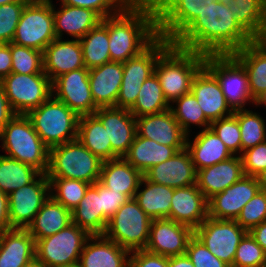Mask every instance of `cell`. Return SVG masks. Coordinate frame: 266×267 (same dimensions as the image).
Wrapping results in <instances>:
<instances>
[{
  "label": "cell",
  "mask_w": 266,
  "mask_h": 267,
  "mask_svg": "<svg viewBox=\"0 0 266 267\" xmlns=\"http://www.w3.org/2000/svg\"><path fill=\"white\" fill-rule=\"evenodd\" d=\"M234 17L215 0L172 43L205 56L233 54L253 41Z\"/></svg>",
  "instance_id": "6da1fadb"
},
{
  "label": "cell",
  "mask_w": 266,
  "mask_h": 267,
  "mask_svg": "<svg viewBox=\"0 0 266 267\" xmlns=\"http://www.w3.org/2000/svg\"><path fill=\"white\" fill-rule=\"evenodd\" d=\"M101 22L108 29L112 62H126L158 37L156 18L147 0L129 2L117 14Z\"/></svg>",
  "instance_id": "7a4b0ae2"
},
{
  "label": "cell",
  "mask_w": 266,
  "mask_h": 267,
  "mask_svg": "<svg viewBox=\"0 0 266 267\" xmlns=\"http://www.w3.org/2000/svg\"><path fill=\"white\" fill-rule=\"evenodd\" d=\"M204 54L171 43L158 57L154 69L169 104L191 92L192 82L205 65Z\"/></svg>",
  "instance_id": "3957f363"
},
{
  "label": "cell",
  "mask_w": 266,
  "mask_h": 267,
  "mask_svg": "<svg viewBox=\"0 0 266 267\" xmlns=\"http://www.w3.org/2000/svg\"><path fill=\"white\" fill-rule=\"evenodd\" d=\"M0 152L46 174L50 148L34 130L27 115L16 114L0 132Z\"/></svg>",
  "instance_id": "277c9868"
},
{
  "label": "cell",
  "mask_w": 266,
  "mask_h": 267,
  "mask_svg": "<svg viewBox=\"0 0 266 267\" xmlns=\"http://www.w3.org/2000/svg\"><path fill=\"white\" fill-rule=\"evenodd\" d=\"M103 161L78 138L50 148L48 178L75 179L94 184L99 181Z\"/></svg>",
  "instance_id": "5b68a950"
},
{
  "label": "cell",
  "mask_w": 266,
  "mask_h": 267,
  "mask_svg": "<svg viewBox=\"0 0 266 267\" xmlns=\"http://www.w3.org/2000/svg\"><path fill=\"white\" fill-rule=\"evenodd\" d=\"M27 116L36 133L49 148L78 137L80 116L53 96L39 107L31 110Z\"/></svg>",
  "instance_id": "8992f818"
},
{
  "label": "cell",
  "mask_w": 266,
  "mask_h": 267,
  "mask_svg": "<svg viewBox=\"0 0 266 267\" xmlns=\"http://www.w3.org/2000/svg\"><path fill=\"white\" fill-rule=\"evenodd\" d=\"M152 219L133 198L124 203L109 219L104 236L133 252L145 249Z\"/></svg>",
  "instance_id": "52a82bcc"
},
{
  "label": "cell",
  "mask_w": 266,
  "mask_h": 267,
  "mask_svg": "<svg viewBox=\"0 0 266 267\" xmlns=\"http://www.w3.org/2000/svg\"><path fill=\"white\" fill-rule=\"evenodd\" d=\"M91 235L74 223L35 241V258L47 267L76 266L85 242Z\"/></svg>",
  "instance_id": "ba28073f"
},
{
  "label": "cell",
  "mask_w": 266,
  "mask_h": 267,
  "mask_svg": "<svg viewBox=\"0 0 266 267\" xmlns=\"http://www.w3.org/2000/svg\"><path fill=\"white\" fill-rule=\"evenodd\" d=\"M55 39L52 0H30L22 11L12 43L43 52Z\"/></svg>",
  "instance_id": "9c48e42d"
},
{
  "label": "cell",
  "mask_w": 266,
  "mask_h": 267,
  "mask_svg": "<svg viewBox=\"0 0 266 267\" xmlns=\"http://www.w3.org/2000/svg\"><path fill=\"white\" fill-rule=\"evenodd\" d=\"M204 66L217 78L233 111L253 107L245 68L232 54L206 55Z\"/></svg>",
  "instance_id": "30bf717a"
},
{
  "label": "cell",
  "mask_w": 266,
  "mask_h": 267,
  "mask_svg": "<svg viewBox=\"0 0 266 267\" xmlns=\"http://www.w3.org/2000/svg\"><path fill=\"white\" fill-rule=\"evenodd\" d=\"M171 43L158 36L144 51L123 63V77L116 108L129 110L135 104L140 86L154 74L159 55Z\"/></svg>",
  "instance_id": "8fae6325"
},
{
  "label": "cell",
  "mask_w": 266,
  "mask_h": 267,
  "mask_svg": "<svg viewBox=\"0 0 266 267\" xmlns=\"http://www.w3.org/2000/svg\"><path fill=\"white\" fill-rule=\"evenodd\" d=\"M0 83L15 114L27 115L52 96V81L44 71L39 74L11 72Z\"/></svg>",
  "instance_id": "7c38bea8"
},
{
  "label": "cell",
  "mask_w": 266,
  "mask_h": 267,
  "mask_svg": "<svg viewBox=\"0 0 266 267\" xmlns=\"http://www.w3.org/2000/svg\"><path fill=\"white\" fill-rule=\"evenodd\" d=\"M157 22L158 36L173 42L215 0H147Z\"/></svg>",
  "instance_id": "4fadbf2b"
},
{
  "label": "cell",
  "mask_w": 266,
  "mask_h": 267,
  "mask_svg": "<svg viewBox=\"0 0 266 267\" xmlns=\"http://www.w3.org/2000/svg\"><path fill=\"white\" fill-rule=\"evenodd\" d=\"M248 233L235 220L207 219L194 230L207 249L230 267L233 266L237 247Z\"/></svg>",
  "instance_id": "5bb4252c"
},
{
  "label": "cell",
  "mask_w": 266,
  "mask_h": 267,
  "mask_svg": "<svg viewBox=\"0 0 266 267\" xmlns=\"http://www.w3.org/2000/svg\"><path fill=\"white\" fill-rule=\"evenodd\" d=\"M50 196L47 174L8 195L9 220L12 228L26 229Z\"/></svg>",
  "instance_id": "9a60e30c"
},
{
  "label": "cell",
  "mask_w": 266,
  "mask_h": 267,
  "mask_svg": "<svg viewBox=\"0 0 266 267\" xmlns=\"http://www.w3.org/2000/svg\"><path fill=\"white\" fill-rule=\"evenodd\" d=\"M52 96L79 116L93 114L99 108L92 97L87 68L72 70L55 78Z\"/></svg>",
  "instance_id": "2e32d148"
},
{
  "label": "cell",
  "mask_w": 266,
  "mask_h": 267,
  "mask_svg": "<svg viewBox=\"0 0 266 267\" xmlns=\"http://www.w3.org/2000/svg\"><path fill=\"white\" fill-rule=\"evenodd\" d=\"M194 230L172 219H152L145 250L166 257L186 254Z\"/></svg>",
  "instance_id": "e0dca14e"
},
{
  "label": "cell",
  "mask_w": 266,
  "mask_h": 267,
  "mask_svg": "<svg viewBox=\"0 0 266 267\" xmlns=\"http://www.w3.org/2000/svg\"><path fill=\"white\" fill-rule=\"evenodd\" d=\"M260 189L255 177L244 176L223 192L217 193L208 199V217L236 220L242 208Z\"/></svg>",
  "instance_id": "ac0fdd59"
},
{
  "label": "cell",
  "mask_w": 266,
  "mask_h": 267,
  "mask_svg": "<svg viewBox=\"0 0 266 267\" xmlns=\"http://www.w3.org/2000/svg\"><path fill=\"white\" fill-rule=\"evenodd\" d=\"M93 114L105 127L112 151L123 157L137 134L135 117L128 109L116 107H99Z\"/></svg>",
  "instance_id": "d6986e66"
},
{
  "label": "cell",
  "mask_w": 266,
  "mask_h": 267,
  "mask_svg": "<svg viewBox=\"0 0 266 267\" xmlns=\"http://www.w3.org/2000/svg\"><path fill=\"white\" fill-rule=\"evenodd\" d=\"M143 176L150 182L173 189L197 184V170L186 148L165 162L152 166Z\"/></svg>",
  "instance_id": "ffe728a7"
},
{
  "label": "cell",
  "mask_w": 266,
  "mask_h": 267,
  "mask_svg": "<svg viewBox=\"0 0 266 267\" xmlns=\"http://www.w3.org/2000/svg\"><path fill=\"white\" fill-rule=\"evenodd\" d=\"M191 93L210 122L234 113L226 101L217 78L205 66L194 77Z\"/></svg>",
  "instance_id": "44dd1931"
},
{
  "label": "cell",
  "mask_w": 266,
  "mask_h": 267,
  "mask_svg": "<svg viewBox=\"0 0 266 267\" xmlns=\"http://www.w3.org/2000/svg\"><path fill=\"white\" fill-rule=\"evenodd\" d=\"M137 135L170 147H186L187 134L171 109L135 118Z\"/></svg>",
  "instance_id": "7402d4cb"
},
{
  "label": "cell",
  "mask_w": 266,
  "mask_h": 267,
  "mask_svg": "<svg viewBox=\"0 0 266 267\" xmlns=\"http://www.w3.org/2000/svg\"><path fill=\"white\" fill-rule=\"evenodd\" d=\"M53 2L52 0L56 38L66 39L67 35V39L70 37V39L80 40L102 21V18L93 10Z\"/></svg>",
  "instance_id": "603a6c76"
},
{
  "label": "cell",
  "mask_w": 266,
  "mask_h": 267,
  "mask_svg": "<svg viewBox=\"0 0 266 267\" xmlns=\"http://www.w3.org/2000/svg\"><path fill=\"white\" fill-rule=\"evenodd\" d=\"M208 200L197 184L174 189L168 219L198 228L208 217Z\"/></svg>",
  "instance_id": "cb8c5ba5"
},
{
  "label": "cell",
  "mask_w": 266,
  "mask_h": 267,
  "mask_svg": "<svg viewBox=\"0 0 266 267\" xmlns=\"http://www.w3.org/2000/svg\"><path fill=\"white\" fill-rule=\"evenodd\" d=\"M80 68L86 67L78 39L56 38L43 51V70L51 81Z\"/></svg>",
  "instance_id": "d4e9b609"
},
{
  "label": "cell",
  "mask_w": 266,
  "mask_h": 267,
  "mask_svg": "<svg viewBox=\"0 0 266 267\" xmlns=\"http://www.w3.org/2000/svg\"><path fill=\"white\" fill-rule=\"evenodd\" d=\"M131 252L104 235H91L80 254L78 267H129Z\"/></svg>",
  "instance_id": "484cf974"
},
{
  "label": "cell",
  "mask_w": 266,
  "mask_h": 267,
  "mask_svg": "<svg viewBox=\"0 0 266 267\" xmlns=\"http://www.w3.org/2000/svg\"><path fill=\"white\" fill-rule=\"evenodd\" d=\"M245 176L242 159H229L197 171V186L208 200Z\"/></svg>",
  "instance_id": "4316f807"
},
{
  "label": "cell",
  "mask_w": 266,
  "mask_h": 267,
  "mask_svg": "<svg viewBox=\"0 0 266 267\" xmlns=\"http://www.w3.org/2000/svg\"><path fill=\"white\" fill-rule=\"evenodd\" d=\"M186 149L197 171L234 156L211 128L187 135Z\"/></svg>",
  "instance_id": "83f0119b"
},
{
  "label": "cell",
  "mask_w": 266,
  "mask_h": 267,
  "mask_svg": "<svg viewBox=\"0 0 266 267\" xmlns=\"http://www.w3.org/2000/svg\"><path fill=\"white\" fill-rule=\"evenodd\" d=\"M123 77V63L109 62L89 69V82L98 107H116Z\"/></svg>",
  "instance_id": "f1b7e54d"
},
{
  "label": "cell",
  "mask_w": 266,
  "mask_h": 267,
  "mask_svg": "<svg viewBox=\"0 0 266 267\" xmlns=\"http://www.w3.org/2000/svg\"><path fill=\"white\" fill-rule=\"evenodd\" d=\"M35 259V239L26 229L2 231L0 267H23Z\"/></svg>",
  "instance_id": "f546056e"
},
{
  "label": "cell",
  "mask_w": 266,
  "mask_h": 267,
  "mask_svg": "<svg viewBox=\"0 0 266 267\" xmlns=\"http://www.w3.org/2000/svg\"><path fill=\"white\" fill-rule=\"evenodd\" d=\"M143 174L123 157L103 161L99 182L111 191L135 197Z\"/></svg>",
  "instance_id": "4dcf8cb0"
},
{
  "label": "cell",
  "mask_w": 266,
  "mask_h": 267,
  "mask_svg": "<svg viewBox=\"0 0 266 267\" xmlns=\"http://www.w3.org/2000/svg\"><path fill=\"white\" fill-rule=\"evenodd\" d=\"M245 68L253 100L266 90V39L253 40L232 54Z\"/></svg>",
  "instance_id": "1f68e13d"
},
{
  "label": "cell",
  "mask_w": 266,
  "mask_h": 267,
  "mask_svg": "<svg viewBox=\"0 0 266 267\" xmlns=\"http://www.w3.org/2000/svg\"><path fill=\"white\" fill-rule=\"evenodd\" d=\"M230 8L238 25L253 39H266V0H218Z\"/></svg>",
  "instance_id": "d6a6232c"
},
{
  "label": "cell",
  "mask_w": 266,
  "mask_h": 267,
  "mask_svg": "<svg viewBox=\"0 0 266 267\" xmlns=\"http://www.w3.org/2000/svg\"><path fill=\"white\" fill-rule=\"evenodd\" d=\"M186 147H170L136 134L123 158L144 174L152 166L165 162Z\"/></svg>",
  "instance_id": "836d02e7"
},
{
  "label": "cell",
  "mask_w": 266,
  "mask_h": 267,
  "mask_svg": "<svg viewBox=\"0 0 266 267\" xmlns=\"http://www.w3.org/2000/svg\"><path fill=\"white\" fill-rule=\"evenodd\" d=\"M71 223L72 211L49 196L26 230L36 241L61 231Z\"/></svg>",
  "instance_id": "e575fe53"
},
{
  "label": "cell",
  "mask_w": 266,
  "mask_h": 267,
  "mask_svg": "<svg viewBox=\"0 0 266 267\" xmlns=\"http://www.w3.org/2000/svg\"><path fill=\"white\" fill-rule=\"evenodd\" d=\"M173 192V188L150 182L143 176L134 199L151 219L168 218Z\"/></svg>",
  "instance_id": "d590c367"
},
{
  "label": "cell",
  "mask_w": 266,
  "mask_h": 267,
  "mask_svg": "<svg viewBox=\"0 0 266 267\" xmlns=\"http://www.w3.org/2000/svg\"><path fill=\"white\" fill-rule=\"evenodd\" d=\"M78 140L102 161L119 158L111 148L108 134L101 121L94 115H82L78 123Z\"/></svg>",
  "instance_id": "8d00e7d4"
},
{
  "label": "cell",
  "mask_w": 266,
  "mask_h": 267,
  "mask_svg": "<svg viewBox=\"0 0 266 267\" xmlns=\"http://www.w3.org/2000/svg\"><path fill=\"white\" fill-rule=\"evenodd\" d=\"M72 223L85 229L90 235H103V209L101 194L90 185L79 205L72 210Z\"/></svg>",
  "instance_id": "74e56055"
},
{
  "label": "cell",
  "mask_w": 266,
  "mask_h": 267,
  "mask_svg": "<svg viewBox=\"0 0 266 267\" xmlns=\"http://www.w3.org/2000/svg\"><path fill=\"white\" fill-rule=\"evenodd\" d=\"M83 61L87 69L111 62L109 52V33L100 22L80 39Z\"/></svg>",
  "instance_id": "f35d334b"
},
{
  "label": "cell",
  "mask_w": 266,
  "mask_h": 267,
  "mask_svg": "<svg viewBox=\"0 0 266 267\" xmlns=\"http://www.w3.org/2000/svg\"><path fill=\"white\" fill-rule=\"evenodd\" d=\"M168 109H170V104L164 97L161 84L154 73L140 86L135 104L129 111L137 118L161 113Z\"/></svg>",
  "instance_id": "ab89813d"
},
{
  "label": "cell",
  "mask_w": 266,
  "mask_h": 267,
  "mask_svg": "<svg viewBox=\"0 0 266 267\" xmlns=\"http://www.w3.org/2000/svg\"><path fill=\"white\" fill-rule=\"evenodd\" d=\"M41 173L32 166L0 154V190L11 192L33 182Z\"/></svg>",
  "instance_id": "60d3db41"
},
{
  "label": "cell",
  "mask_w": 266,
  "mask_h": 267,
  "mask_svg": "<svg viewBox=\"0 0 266 267\" xmlns=\"http://www.w3.org/2000/svg\"><path fill=\"white\" fill-rule=\"evenodd\" d=\"M170 109L187 135L191 134L192 128L194 130L195 128L199 129V131L210 128L211 122L205 117L203 110L191 92L176 99L170 104Z\"/></svg>",
  "instance_id": "b9f144b4"
},
{
  "label": "cell",
  "mask_w": 266,
  "mask_h": 267,
  "mask_svg": "<svg viewBox=\"0 0 266 267\" xmlns=\"http://www.w3.org/2000/svg\"><path fill=\"white\" fill-rule=\"evenodd\" d=\"M253 109L236 110L233 113L240 126L242 152L266 141V117Z\"/></svg>",
  "instance_id": "7bdbcfd3"
},
{
  "label": "cell",
  "mask_w": 266,
  "mask_h": 267,
  "mask_svg": "<svg viewBox=\"0 0 266 267\" xmlns=\"http://www.w3.org/2000/svg\"><path fill=\"white\" fill-rule=\"evenodd\" d=\"M50 184V196L65 208L72 211L84 197L88 187L87 182L67 178H48Z\"/></svg>",
  "instance_id": "ee69618b"
},
{
  "label": "cell",
  "mask_w": 266,
  "mask_h": 267,
  "mask_svg": "<svg viewBox=\"0 0 266 267\" xmlns=\"http://www.w3.org/2000/svg\"><path fill=\"white\" fill-rule=\"evenodd\" d=\"M11 72L39 74L43 70V52L11 42Z\"/></svg>",
  "instance_id": "f6af8a7d"
},
{
  "label": "cell",
  "mask_w": 266,
  "mask_h": 267,
  "mask_svg": "<svg viewBox=\"0 0 266 267\" xmlns=\"http://www.w3.org/2000/svg\"><path fill=\"white\" fill-rule=\"evenodd\" d=\"M232 267H266V252L249 232L237 247Z\"/></svg>",
  "instance_id": "bcb514c9"
},
{
  "label": "cell",
  "mask_w": 266,
  "mask_h": 267,
  "mask_svg": "<svg viewBox=\"0 0 266 267\" xmlns=\"http://www.w3.org/2000/svg\"><path fill=\"white\" fill-rule=\"evenodd\" d=\"M210 128L233 155L240 156L242 154L240 126L234 114L211 122Z\"/></svg>",
  "instance_id": "7dc6e473"
},
{
  "label": "cell",
  "mask_w": 266,
  "mask_h": 267,
  "mask_svg": "<svg viewBox=\"0 0 266 267\" xmlns=\"http://www.w3.org/2000/svg\"><path fill=\"white\" fill-rule=\"evenodd\" d=\"M235 221L248 232L266 221V190L260 189L242 208Z\"/></svg>",
  "instance_id": "c3c4849f"
},
{
  "label": "cell",
  "mask_w": 266,
  "mask_h": 267,
  "mask_svg": "<svg viewBox=\"0 0 266 267\" xmlns=\"http://www.w3.org/2000/svg\"><path fill=\"white\" fill-rule=\"evenodd\" d=\"M29 1L0 5V43H11L22 11Z\"/></svg>",
  "instance_id": "681fc988"
},
{
  "label": "cell",
  "mask_w": 266,
  "mask_h": 267,
  "mask_svg": "<svg viewBox=\"0 0 266 267\" xmlns=\"http://www.w3.org/2000/svg\"><path fill=\"white\" fill-rule=\"evenodd\" d=\"M186 255L194 267H230L213 255L203 242L193 235L187 245Z\"/></svg>",
  "instance_id": "f907efd6"
},
{
  "label": "cell",
  "mask_w": 266,
  "mask_h": 267,
  "mask_svg": "<svg viewBox=\"0 0 266 267\" xmlns=\"http://www.w3.org/2000/svg\"><path fill=\"white\" fill-rule=\"evenodd\" d=\"M101 194V209H103V234L106 230L109 219L115 214V212L130 198L121 193L111 191L99 181L92 184Z\"/></svg>",
  "instance_id": "816d5d0a"
},
{
  "label": "cell",
  "mask_w": 266,
  "mask_h": 267,
  "mask_svg": "<svg viewBox=\"0 0 266 267\" xmlns=\"http://www.w3.org/2000/svg\"><path fill=\"white\" fill-rule=\"evenodd\" d=\"M61 4L95 11L102 19L117 14L128 0H58Z\"/></svg>",
  "instance_id": "f5cc1de1"
},
{
  "label": "cell",
  "mask_w": 266,
  "mask_h": 267,
  "mask_svg": "<svg viewBox=\"0 0 266 267\" xmlns=\"http://www.w3.org/2000/svg\"><path fill=\"white\" fill-rule=\"evenodd\" d=\"M240 157L245 176L255 177L266 168V141L243 151Z\"/></svg>",
  "instance_id": "db71d44e"
},
{
  "label": "cell",
  "mask_w": 266,
  "mask_h": 267,
  "mask_svg": "<svg viewBox=\"0 0 266 267\" xmlns=\"http://www.w3.org/2000/svg\"><path fill=\"white\" fill-rule=\"evenodd\" d=\"M129 267H169L168 257L145 249L136 250L130 254Z\"/></svg>",
  "instance_id": "11a10c76"
},
{
  "label": "cell",
  "mask_w": 266,
  "mask_h": 267,
  "mask_svg": "<svg viewBox=\"0 0 266 267\" xmlns=\"http://www.w3.org/2000/svg\"><path fill=\"white\" fill-rule=\"evenodd\" d=\"M11 43H0V81L11 73Z\"/></svg>",
  "instance_id": "9f6ffc18"
},
{
  "label": "cell",
  "mask_w": 266,
  "mask_h": 267,
  "mask_svg": "<svg viewBox=\"0 0 266 267\" xmlns=\"http://www.w3.org/2000/svg\"><path fill=\"white\" fill-rule=\"evenodd\" d=\"M15 115L9 104L3 85L0 83V132Z\"/></svg>",
  "instance_id": "6f0895ef"
},
{
  "label": "cell",
  "mask_w": 266,
  "mask_h": 267,
  "mask_svg": "<svg viewBox=\"0 0 266 267\" xmlns=\"http://www.w3.org/2000/svg\"><path fill=\"white\" fill-rule=\"evenodd\" d=\"M13 229L10 225L8 211V195L0 190V231Z\"/></svg>",
  "instance_id": "680465c9"
},
{
  "label": "cell",
  "mask_w": 266,
  "mask_h": 267,
  "mask_svg": "<svg viewBox=\"0 0 266 267\" xmlns=\"http://www.w3.org/2000/svg\"><path fill=\"white\" fill-rule=\"evenodd\" d=\"M249 233L266 252V221L253 227Z\"/></svg>",
  "instance_id": "91938a15"
},
{
  "label": "cell",
  "mask_w": 266,
  "mask_h": 267,
  "mask_svg": "<svg viewBox=\"0 0 266 267\" xmlns=\"http://www.w3.org/2000/svg\"><path fill=\"white\" fill-rule=\"evenodd\" d=\"M169 267H194L186 254L168 257Z\"/></svg>",
  "instance_id": "94428289"
},
{
  "label": "cell",
  "mask_w": 266,
  "mask_h": 267,
  "mask_svg": "<svg viewBox=\"0 0 266 267\" xmlns=\"http://www.w3.org/2000/svg\"><path fill=\"white\" fill-rule=\"evenodd\" d=\"M253 107L255 109H261L263 107V109L265 108L266 110V90H264L254 99Z\"/></svg>",
  "instance_id": "6125c7cd"
},
{
  "label": "cell",
  "mask_w": 266,
  "mask_h": 267,
  "mask_svg": "<svg viewBox=\"0 0 266 267\" xmlns=\"http://www.w3.org/2000/svg\"><path fill=\"white\" fill-rule=\"evenodd\" d=\"M260 188L266 190V168L255 176Z\"/></svg>",
  "instance_id": "be15d7a7"
},
{
  "label": "cell",
  "mask_w": 266,
  "mask_h": 267,
  "mask_svg": "<svg viewBox=\"0 0 266 267\" xmlns=\"http://www.w3.org/2000/svg\"><path fill=\"white\" fill-rule=\"evenodd\" d=\"M23 267H47V266L35 258L34 260H32L31 262H29Z\"/></svg>",
  "instance_id": "e7e4bbea"
},
{
  "label": "cell",
  "mask_w": 266,
  "mask_h": 267,
  "mask_svg": "<svg viewBox=\"0 0 266 267\" xmlns=\"http://www.w3.org/2000/svg\"><path fill=\"white\" fill-rule=\"evenodd\" d=\"M18 1H30V0H0V5L7 4V3H13Z\"/></svg>",
  "instance_id": "03108f58"
},
{
  "label": "cell",
  "mask_w": 266,
  "mask_h": 267,
  "mask_svg": "<svg viewBox=\"0 0 266 267\" xmlns=\"http://www.w3.org/2000/svg\"><path fill=\"white\" fill-rule=\"evenodd\" d=\"M1 240H2V231H0V245H1Z\"/></svg>",
  "instance_id": "003e7915"
},
{
  "label": "cell",
  "mask_w": 266,
  "mask_h": 267,
  "mask_svg": "<svg viewBox=\"0 0 266 267\" xmlns=\"http://www.w3.org/2000/svg\"><path fill=\"white\" fill-rule=\"evenodd\" d=\"M129 2H137V1H142V0H128Z\"/></svg>",
  "instance_id": "a7ac6f4b"
}]
</instances>
